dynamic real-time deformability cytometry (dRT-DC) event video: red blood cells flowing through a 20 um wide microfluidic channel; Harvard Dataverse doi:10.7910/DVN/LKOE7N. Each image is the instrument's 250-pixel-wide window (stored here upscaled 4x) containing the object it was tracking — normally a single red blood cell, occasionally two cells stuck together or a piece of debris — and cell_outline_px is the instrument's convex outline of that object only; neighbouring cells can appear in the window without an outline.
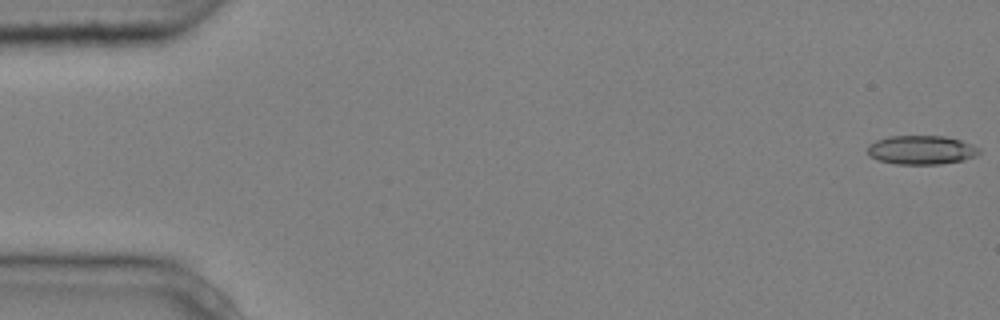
{"species": "common noctule bat (a hibernating species)", "species_latin": "Nyctalus noctula", "temperature_condition": "cold", "stored_images_in_passage": 5, "camera_frame_rate_fps": 3000, "um_per_image_px": 0.085, "animal": {"sex": "male", "body_mass_g": 20.4}, "frame": {"image": 1, "passage_image": 1, "time_ms": 0.0, "image_size_px": [1000, 320], "cell_outline_px": [[980, 152], [976, 156], [964, 160], [940, 164], [896, 164], [880, 160], [868, 156], [868, 144], [876, 140], [888, 136], [944, 136], [960, 140], [972, 144], [980, 148]], "centroid_in_image_um": [78.32, 12.74], "position_along_channel_um": 6.7, "area_um2": 18.9}}
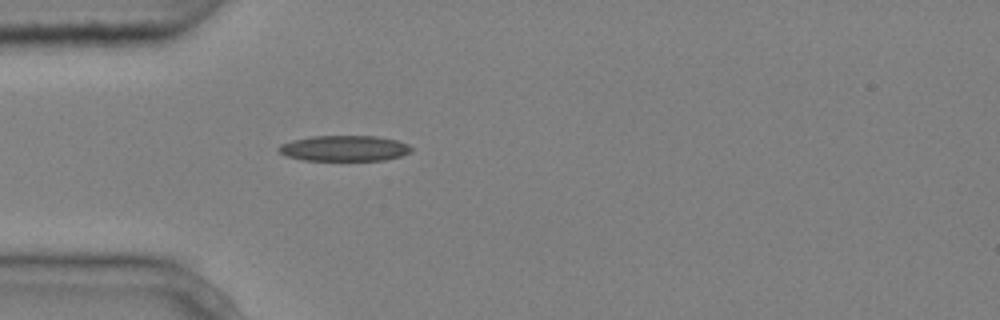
{"frame": {"image": 2, "passage_image": 5, "time_ms": 1.333, "image_size_px": [1000, 320], "cell_outline_px": [[412, 152], [400, 156], [384, 160], [304, 160], [288, 156], [280, 152], [276, 148], [280, 144], [292, 140], [312, 136], [376, 136], [396, 140], [408, 144], [412, 148]], "centroid_in_image_um": [29.27, 12.6], "position_along_channel_um": 55.7, "area_um2": 19.77}}